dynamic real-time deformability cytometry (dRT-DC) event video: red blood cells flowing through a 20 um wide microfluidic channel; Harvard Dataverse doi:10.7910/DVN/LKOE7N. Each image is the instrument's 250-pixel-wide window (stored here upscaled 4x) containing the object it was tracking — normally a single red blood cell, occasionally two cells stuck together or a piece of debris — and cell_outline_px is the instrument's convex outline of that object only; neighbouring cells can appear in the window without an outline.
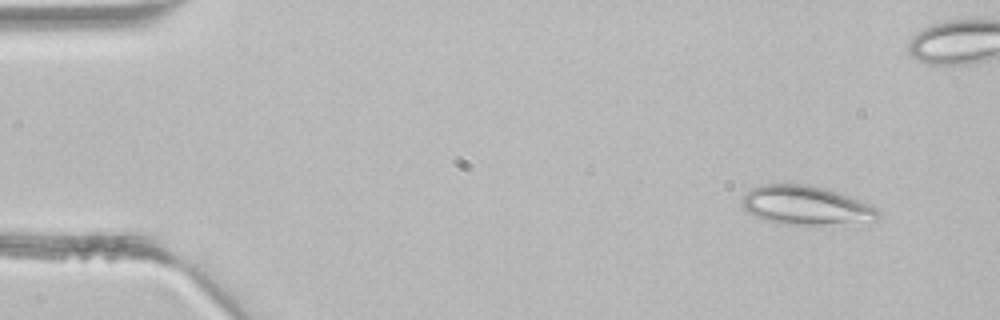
{"species": "common noctule bat (a hibernating species)", "species_latin": "Nyctalus noctula", "temperature_condition": "room temperature", "stored_images_in_passage": 4, "camera_frame_rate_fps": 3000, "um_per_image_px": 0.085, "animal": {"sex": "male", "body_mass_g": 21.5, "forearm_length_mm": 52.0}, "frame": {"image": 1, "passage_image": 1, "time_ms": 0.0, "image_size_px": [1000, 320], "cell_outline_px": [[880, 216], [876, 220], [820, 224], [776, 224], [764, 220], [748, 212], [744, 208], [740, 200], [752, 188], [764, 184], [808, 184], [824, 188], [848, 196], [876, 208], [880, 212]], "centroid_in_image_um": [68.44, 17.45], "position_along_channel_um": 16.6, "area_um2": 30.35}}